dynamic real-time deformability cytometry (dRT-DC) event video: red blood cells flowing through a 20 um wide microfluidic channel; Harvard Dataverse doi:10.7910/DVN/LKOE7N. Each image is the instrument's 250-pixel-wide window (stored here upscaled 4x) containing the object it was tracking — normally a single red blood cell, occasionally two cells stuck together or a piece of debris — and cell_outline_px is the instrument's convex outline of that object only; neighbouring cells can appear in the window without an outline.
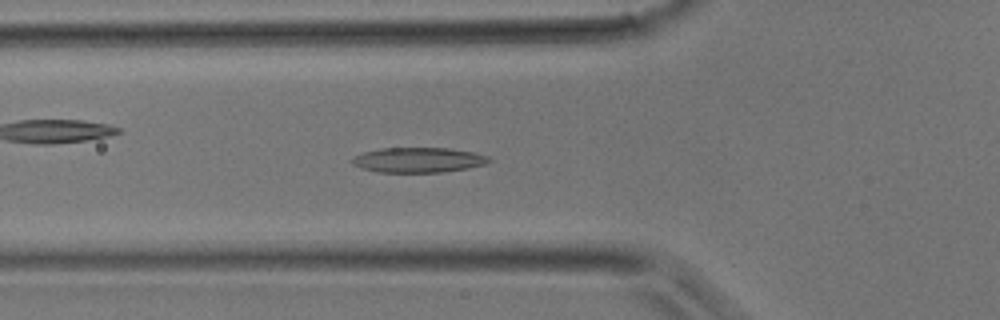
{"species": "common noctule bat (a hibernating species)", "species_latin": "Nyctalus noctula", "temperature_condition": "room temperature", "stored_images_in_passage": 38, "camera_frame_rate_fps": 3000, "um_per_image_px": 0.085, "animal": {"sex": "male", "body_mass_g": 17.9}, "frame": {"image": 1, "passage_image": 13, "time_ms": 4.0, "image_size_px": [1000, 320], "cell_outline_px": [[492, 160], [484, 164], [468, 168], [440, 172], [380, 172], [360, 168], [352, 164], [348, 160], [352, 156], [364, 152], [380, 148], [448, 148], [472, 152], [488, 156]], "centroid_in_image_um": [35.49, 13.59], "position_along_channel_um": 90.3, "area_um2": 20.0}}
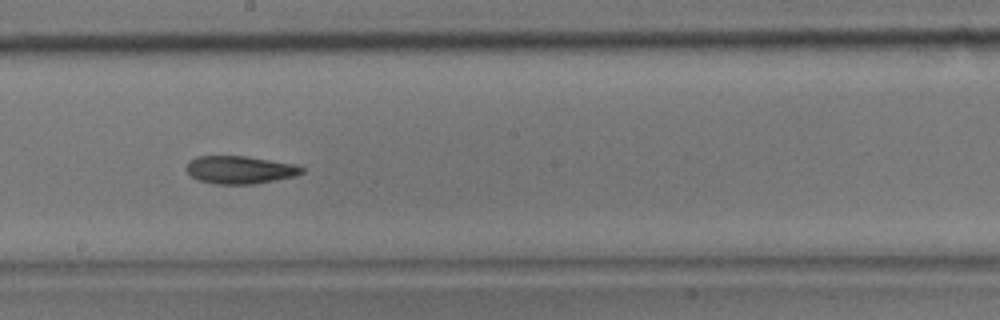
{"frame": {"image": 2, "passage_image": 21, "time_ms": 6.667, "image_size_px": [1000, 320], "cell_outline_px": [[304, 172], [296, 176], [256, 184], [216, 184], [200, 180], [192, 176], [188, 172], [188, 160], [196, 156], [248, 156], [292, 164], [304, 168]], "centroid_in_image_um": [20.41, 14.43], "position_along_channel_um": 227.8, "area_um2": 18.61}}
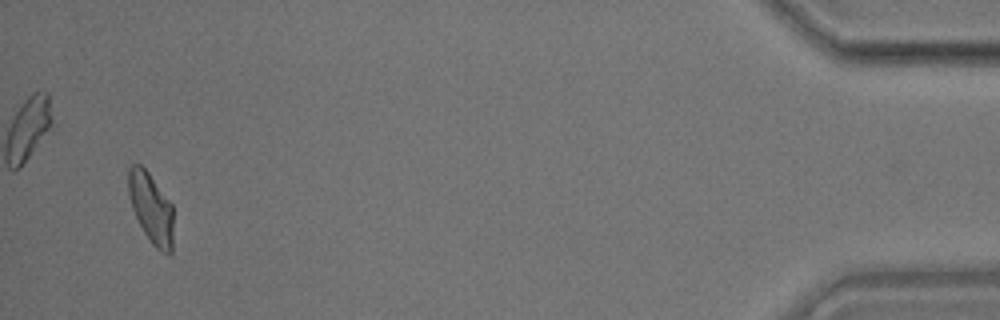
{"frame": {"image": 3, "passage_image": 37, "time_ms": 12.0, "image_size_px": [1000, 320], "cell_outline_px": [[172, 252], [168, 256], [160, 252], [152, 244], [144, 232], [132, 208], [128, 192], [128, 168], [132, 164], [140, 164], [148, 172], [172, 204]], "centroid_in_image_um": [12.84, 17.7], "position_along_channel_um": 422.4, "area_um2": 18.38}}